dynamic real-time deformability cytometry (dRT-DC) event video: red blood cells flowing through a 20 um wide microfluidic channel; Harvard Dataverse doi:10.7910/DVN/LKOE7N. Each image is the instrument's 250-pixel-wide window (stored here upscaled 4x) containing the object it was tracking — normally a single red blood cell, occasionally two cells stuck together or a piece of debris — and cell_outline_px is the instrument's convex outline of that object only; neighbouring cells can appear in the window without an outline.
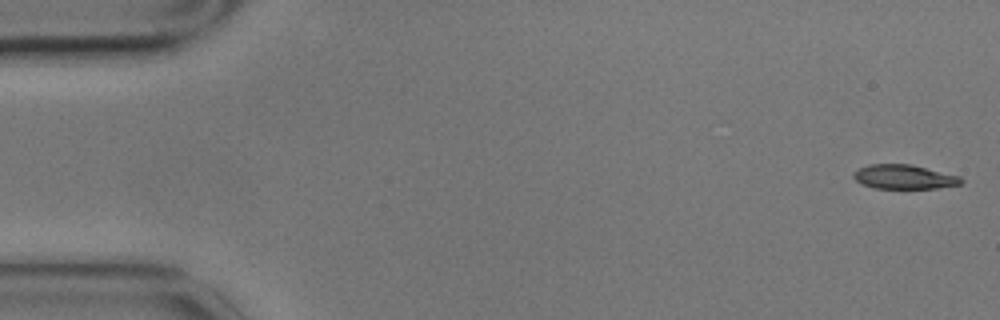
{"species": "common noctule bat (a hibernating species)", "species_latin": "Nyctalus noctula", "temperature_condition": "cold", "stored_images_in_passage": 4, "camera_frame_rate_fps": 3000, "um_per_image_px": 0.085, "animal": {"sex": "male", "body_mass_g": 17.9}, "frame": {"image": 1, "passage_image": 1, "time_ms": 0.0, "image_size_px": [1000, 320], "cell_outline_px": [[964, 180], [960, 184], [936, 188], [872, 188], [860, 184], [852, 176], [852, 172], [868, 164], [908, 164], [960, 176]], "centroid_in_image_um": [76.79, 15.04], "position_along_channel_um": 8.2, "area_um2": 15.14}}